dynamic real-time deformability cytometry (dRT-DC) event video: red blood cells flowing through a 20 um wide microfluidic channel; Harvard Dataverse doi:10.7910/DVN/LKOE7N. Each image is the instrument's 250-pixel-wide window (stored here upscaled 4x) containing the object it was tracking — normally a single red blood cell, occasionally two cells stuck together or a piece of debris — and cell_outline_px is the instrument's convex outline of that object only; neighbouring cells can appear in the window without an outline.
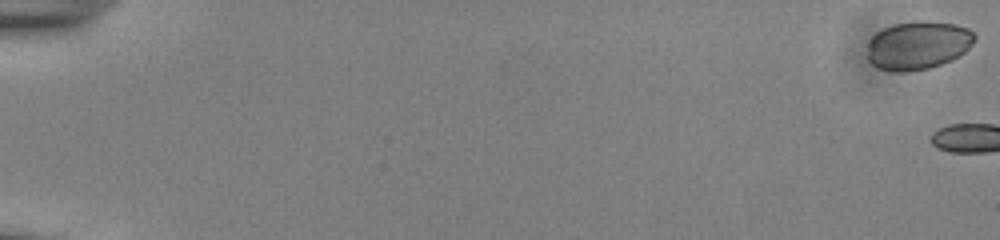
{"species": "common noctule bat (a hibernating species)", "species_latin": "Nyctalus noctula", "temperature_condition": "cold", "stored_images_in_passage": 4, "camera_frame_rate_fps": 3000, "um_per_image_px": 0.085, "animal": {"sex": "male", "body_mass_g": 13.0, "forearm_length_mm": 53.1}, "frame": {"image": 1, "passage_image": 1, "time_ms": 0.0, "image_size_px": [1000, 240], "cell_outline_px": [[976, 40], [960, 56], [952, 60], [928, 68], [908, 72], [892, 72], [876, 68], [868, 60], [868, 56], [872, 36], [876, 32], [884, 28], [896, 24], [924, 20], [956, 24], [968, 28], [976, 36]], "centroid_in_image_um": [78.05, 3.86], "position_along_channel_um": 6.9, "area_um2": 30.29}}